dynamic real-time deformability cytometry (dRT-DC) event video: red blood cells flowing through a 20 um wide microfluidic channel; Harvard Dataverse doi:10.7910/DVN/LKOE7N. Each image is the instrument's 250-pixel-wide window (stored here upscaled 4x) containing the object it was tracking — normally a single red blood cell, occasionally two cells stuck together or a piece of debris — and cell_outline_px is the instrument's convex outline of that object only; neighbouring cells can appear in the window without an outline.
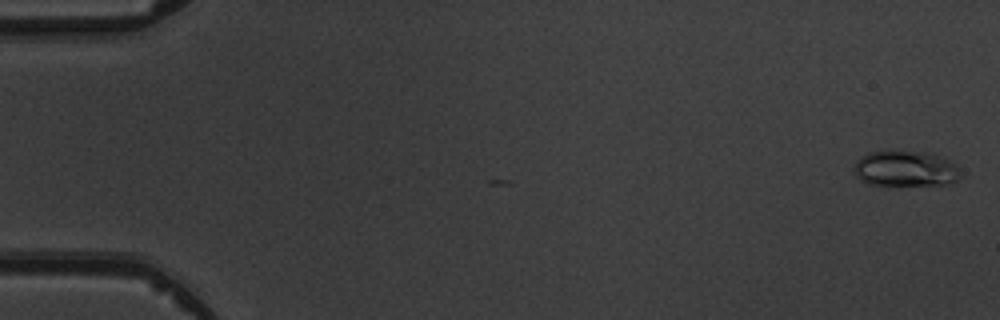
{"species": "common noctule bat (a hibernating species)", "species_latin": "Nyctalus noctula", "temperature_condition": "warm", "stored_images_in_passage": 7, "camera_frame_rate_fps": 3000, "um_per_image_px": 0.085, "animal": {"sex": "male", "body_mass_g": 19.5, "forearm_length_mm": 54.6}, "frame": {"image": 1, "passage_image": 1, "time_ms": 0.0, "image_size_px": [1000, 320], "cell_outline_px": [[960, 176], [956, 180], [944, 184], [892, 188], [888, 188], [868, 184], [860, 180], [856, 176], [852, 168], [856, 160], [860, 156], [868, 152], [892, 148], [924, 152], [948, 160], [956, 164]], "centroid_in_image_um": [76.84, 14.35], "position_along_channel_um": 8.2, "area_um2": 23.52}}
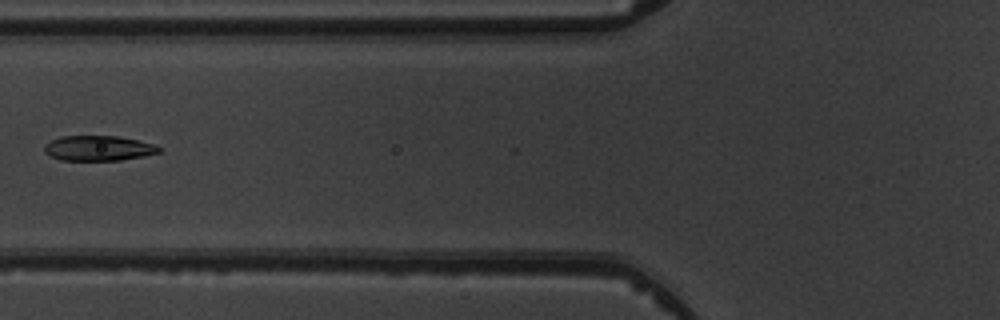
{"frame": {"image": 2, "passage_image": 6, "time_ms": 6.667, "image_size_px": [1000, 320], "cell_outline_px": [[164, 148], [160, 152], [144, 156], [120, 160], [60, 160], [44, 152], [44, 144], [60, 136], [116, 136], [136, 140], [152, 144]], "centroid_in_image_um": [8.36, 12.6], "position_along_channel_um": 117.4, "area_um2": 16.7}}
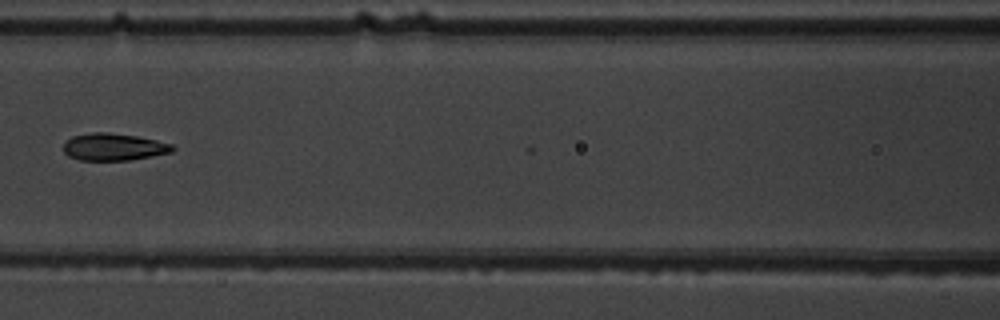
{"frame": {"image": 3, "passage_image": 7, "time_ms": 7.667, "image_size_px": [1000, 320], "cell_outline_px": [[176, 148], [172, 152], [128, 160], [80, 160], [68, 156], [64, 152], [64, 144], [72, 136], [92, 132], [108, 132], [136, 136], [156, 140], [172, 144]], "centroid_in_image_um": [9.66, 12.48], "position_along_channel_um": 156.9, "area_um2": 17.17}}